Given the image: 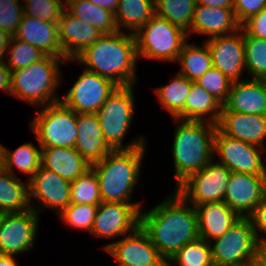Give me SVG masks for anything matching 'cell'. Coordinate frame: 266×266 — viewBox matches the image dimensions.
Wrapping results in <instances>:
<instances>
[{
	"mask_svg": "<svg viewBox=\"0 0 266 266\" xmlns=\"http://www.w3.org/2000/svg\"><path fill=\"white\" fill-rule=\"evenodd\" d=\"M241 28L248 35L266 40V7L246 20Z\"/></svg>",
	"mask_w": 266,
	"mask_h": 266,
	"instance_id": "cell-44",
	"label": "cell"
},
{
	"mask_svg": "<svg viewBox=\"0 0 266 266\" xmlns=\"http://www.w3.org/2000/svg\"><path fill=\"white\" fill-rule=\"evenodd\" d=\"M196 83L224 103L228 98L232 82L217 68L212 67L200 76Z\"/></svg>",
	"mask_w": 266,
	"mask_h": 266,
	"instance_id": "cell-41",
	"label": "cell"
},
{
	"mask_svg": "<svg viewBox=\"0 0 266 266\" xmlns=\"http://www.w3.org/2000/svg\"><path fill=\"white\" fill-rule=\"evenodd\" d=\"M241 28L237 22L233 8L209 7L196 4L190 29L187 36L194 34L215 36L228 35Z\"/></svg>",
	"mask_w": 266,
	"mask_h": 266,
	"instance_id": "cell-22",
	"label": "cell"
},
{
	"mask_svg": "<svg viewBox=\"0 0 266 266\" xmlns=\"http://www.w3.org/2000/svg\"><path fill=\"white\" fill-rule=\"evenodd\" d=\"M103 248L116 258V266H167V261L140 226Z\"/></svg>",
	"mask_w": 266,
	"mask_h": 266,
	"instance_id": "cell-14",
	"label": "cell"
},
{
	"mask_svg": "<svg viewBox=\"0 0 266 266\" xmlns=\"http://www.w3.org/2000/svg\"><path fill=\"white\" fill-rule=\"evenodd\" d=\"M65 9L73 16L93 25L103 34L115 33L118 30L114 13L93 4L88 0H67Z\"/></svg>",
	"mask_w": 266,
	"mask_h": 266,
	"instance_id": "cell-30",
	"label": "cell"
},
{
	"mask_svg": "<svg viewBox=\"0 0 266 266\" xmlns=\"http://www.w3.org/2000/svg\"><path fill=\"white\" fill-rule=\"evenodd\" d=\"M249 218L259 245L266 244V236L260 237L259 234L261 232L266 235V197L255 207Z\"/></svg>",
	"mask_w": 266,
	"mask_h": 266,
	"instance_id": "cell-45",
	"label": "cell"
},
{
	"mask_svg": "<svg viewBox=\"0 0 266 266\" xmlns=\"http://www.w3.org/2000/svg\"><path fill=\"white\" fill-rule=\"evenodd\" d=\"M137 47L133 33L117 31L101 35L74 61L85 69L109 79L118 87L135 85Z\"/></svg>",
	"mask_w": 266,
	"mask_h": 266,
	"instance_id": "cell-2",
	"label": "cell"
},
{
	"mask_svg": "<svg viewBox=\"0 0 266 266\" xmlns=\"http://www.w3.org/2000/svg\"><path fill=\"white\" fill-rule=\"evenodd\" d=\"M175 121L179 125L175 128L172 156L177 187L215 158L213 152L217 124L208 121Z\"/></svg>",
	"mask_w": 266,
	"mask_h": 266,
	"instance_id": "cell-3",
	"label": "cell"
},
{
	"mask_svg": "<svg viewBox=\"0 0 266 266\" xmlns=\"http://www.w3.org/2000/svg\"><path fill=\"white\" fill-rule=\"evenodd\" d=\"M14 257L13 255L0 253V266H18Z\"/></svg>",
	"mask_w": 266,
	"mask_h": 266,
	"instance_id": "cell-50",
	"label": "cell"
},
{
	"mask_svg": "<svg viewBox=\"0 0 266 266\" xmlns=\"http://www.w3.org/2000/svg\"><path fill=\"white\" fill-rule=\"evenodd\" d=\"M24 14L32 18L58 23L65 9L63 0H25Z\"/></svg>",
	"mask_w": 266,
	"mask_h": 266,
	"instance_id": "cell-40",
	"label": "cell"
},
{
	"mask_svg": "<svg viewBox=\"0 0 266 266\" xmlns=\"http://www.w3.org/2000/svg\"><path fill=\"white\" fill-rule=\"evenodd\" d=\"M24 14L19 0H0V30L14 37Z\"/></svg>",
	"mask_w": 266,
	"mask_h": 266,
	"instance_id": "cell-42",
	"label": "cell"
},
{
	"mask_svg": "<svg viewBox=\"0 0 266 266\" xmlns=\"http://www.w3.org/2000/svg\"><path fill=\"white\" fill-rule=\"evenodd\" d=\"M141 206L140 203L101 202L90 234L115 238L132 233L140 226Z\"/></svg>",
	"mask_w": 266,
	"mask_h": 266,
	"instance_id": "cell-13",
	"label": "cell"
},
{
	"mask_svg": "<svg viewBox=\"0 0 266 266\" xmlns=\"http://www.w3.org/2000/svg\"><path fill=\"white\" fill-rule=\"evenodd\" d=\"M217 129L229 137L265 148L266 115L222 111Z\"/></svg>",
	"mask_w": 266,
	"mask_h": 266,
	"instance_id": "cell-21",
	"label": "cell"
},
{
	"mask_svg": "<svg viewBox=\"0 0 266 266\" xmlns=\"http://www.w3.org/2000/svg\"><path fill=\"white\" fill-rule=\"evenodd\" d=\"M88 1H91L93 4L99 5L100 7H103L113 13L116 12L119 2V0H88Z\"/></svg>",
	"mask_w": 266,
	"mask_h": 266,
	"instance_id": "cell-48",
	"label": "cell"
},
{
	"mask_svg": "<svg viewBox=\"0 0 266 266\" xmlns=\"http://www.w3.org/2000/svg\"><path fill=\"white\" fill-rule=\"evenodd\" d=\"M214 266L210 243L197 239L185 244L167 261V266Z\"/></svg>",
	"mask_w": 266,
	"mask_h": 266,
	"instance_id": "cell-35",
	"label": "cell"
},
{
	"mask_svg": "<svg viewBox=\"0 0 266 266\" xmlns=\"http://www.w3.org/2000/svg\"><path fill=\"white\" fill-rule=\"evenodd\" d=\"M154 14V0H119L114 18L119 31L124 27L135 34Z\"/></svg>",
	"mask_w": 266,
	"mask_h": 266,
	"instance_id": "cell-29",
	"label": "cell"
},
{
	"mask_svg": "<svg viewBox=\"0 0 266 266\" xmlns=\"http://www.w3.org/2000/svg\"><path fill=\"white\" fill-rule=\"evenodd\" d=\"M101 35L93 25L63 10L58 21V39L66 61H73Z\"/></svg>",
	"mask_w": 266,
	"mask_h": 266,
	"instance_id": "cell-19",
	"label": "cell"
},
{
	"mask_svg": "<svg viewBox=\"0 0 266 266\" xmlns=\"http://www.w3.org/2000/svg\"><path fill=\"white\" fill-rule=\"evenodd\" d=\"M11 70L6 66L5 59L0 61V90L11 94Z\"/></svg>",
	"mask_w": 266,
	"mask_h": 266,
	"instance_id": "cell-46",
	"label": "cell"
},
{
	"mask_svg": "<svg viewBox=\"0 0 266 266\" xmlns=\"http://www.w3.org/2000/svg\"><path fill=\"white\" fill-rule=\"evenodd\" d=\"M4 214H5V212L0 210V224H1V221H2V218H3Z\"/></svg>",
	"mask_w": 266,
	"mask_h": 266,
	"instance_id": "cell-54",
	"label": "cell"
},
{
	"mask_svg": "<svg viewBox=\"0 0 266 266\" xmlns=\"http://www.w3.org/2000/svg\"><path fill=\"white\" fill-rule=\"evenodd\" d=\"M234 0H196V4L206 5L209 7H222V8H233Z\"/></svg>",
	"mask_w": 266,
	"mask_h": 266,
	"instance_id": "cell-47",
	"label": "cell"
},
{
	"mask_svg": "<svg viewBox=\"0 0 266 266\" xmlns=\"http://www.w3.org/2000/svg\"><path fill=\"white\" fill-rule=\"evenodd\" d=\"M259 264L260 266H266V244L260 245Z\"/></svg>",
	"mask_w": 266,
	"mask_h": 266,
	"instance_id": "cell-51",
	"label": "cell"
},
{
	"mask_svg": "<svg viewBox=\"0 0 266 266\" xmlns=\"http://www.w3.org/2000/svg\"><path fill=\"white\" fill-rule=\"evenodd\" d=\"M222 111L266 115V80L251 78L232 82Z\"/></svg>",
	"mask_w": 266,
	"mask_h": 266,
	"instance_id": "cell-20",
	"label": "cell"
},
{
	"mask_svg": "<svg viewBox=\"0 0 266 266\" xmlns=\"http://www.w3.org/2000/svg\"><path fill=\"white\" fill-rule=\"evenodd\" d=\"M101 202L98 179L92 168L71 182L70 203L98 206Z\"/></svg>",
	"mask_w": 266,
	"mask_h": 266,
	"instance_id": "cell-37",
	"label": "cell"
},
{
	"mask_svg": "<svg viewBox=\"0 0 266 266\" xmlns=\"http://www.w3.org/2000/svg\"><path fill=\"white\" fill-rule=\"evenodd\" d=\"M137 56L159 61H177L187 33L166 19L153 15L135 34Z\"/></svg>",
	"mask_w": 266,
	"mask_h": 266,
	"instance_id": "cell-8",
	"label": "cell"
},
{
	"mask_svg": "<svg viewBox=\"0 0 266 266\" xmlns=\"http://www.w3.org/2000/svg\"><path fill=\"white\" fill-rule=\"evenodd\" d=\"M14 37L39 48L45 55L66 60L58 39V23L23 14Z\"/></svg>",
	"mask_w": 266,
	"mask_h": 266,
	"instance_id": "cell-23",
	"label": "cell"
},
{
	"mask_svg": "<svg viewBox=\"0 0 266 266\" xmlns=\"http://www.w3.org/2000/svg\"><path fill=\"white\" fill-rule=\"evenodd\" d=\"M28 189L30 205L31 198L35 197L43 206H31L38 214L42 208L53 209L60 214L70 204L71 182L43 166L28 180Z\"/></svg>",
	"mask_w": 266,
	"mask_h": 266,
	"instance_id": "cell-16",
	"label": "cell"
},
{
	"mask_svg": "<svg viewBox=\"0 0 266 266\" xmlns=\"http://www.w3.org/2000/svg\"><path fill=\"white\" fill-rule=\"evenodd\" d=\"M187 42L184 43L177 59L181 66L178 73L196 82L200 76L213 67L212 56L205 41L200 46Z\"/></svg>",
	"mask_w": 266,
	"mask_h": 266,
	"instance_id": "cell-31",
	"label": "cell"
},
{
	"mask_svg": "<svg viewBox=\"0 0 266 266\" xmlns=\"http://www.w3.org/2000/svg\"><path fill=\"white\" fill-rule=\"evenodd\" d=\"M98 206L70 203L59 215L68 226L91 233Z\"/></svg>",
	"mask_w": 266,
	"mask_h": 266,
	"instance_id": "cell-39",
	"label": "cell"
},
{
	"mask_svg": "<svg viewBox=\"0 0 266 266\" xmlns=\"http://www.w3.org/2000/svg\"><path fill=\"white\" fill-rule=\"evenodd\" d=\"M118 86L84 68L77 81L60 101L76 114H96Z\"/></svg>",
	"mask_w": 266,
	"mask_h": 266,
	"instance_id": "cell-11",
	"label": "cell"
},
{
	"mask_svg": "<svg viewBox=\"0 0 266 266\" xmlns=\"http://www.w3.org/2000/svg\"><path fill=\"white\" fill-rule=\"evenodd\" d=\"M11 36L5 33L3 30H0V59L4 60L3 57L7 55V48Z\"/></svg>",
	"mask_w": 266,
	"mask_h": 266,
	"instance_id": "cell-49",
	"label": "cell"
},
{
	"mask_svg": "<svg viewBox=\"0 0 266 266\" xmlns=\"http://www.w3.org/2000/svg\"><path fill=\"white\" fill-rule=\"evenodd\" d=\"M132 87L133 85L117 87L96 112L103 138L112 150L132 149L145 145L143 136L126 146L122 143L133 120L135 100Z\"/></svg>",
	"mask_w": 266,
	"mask_h": 266,
	"instance_id": "cell-6",
	"label": "cell"
},
{
	"mask_svg": "<svg viewBox=\"0 0 266 266\" xmlns=\"http://www.w3.org/2000/svg\"><path fill=\"white\" fill-rule=\"evenodd\" d=\"M245 68L255 79L266 80V40L248 35L243 30Z\"/></svg>",
	"mask_w": 266,
	"mask_h": 266,
	"instance_id": "cell-36",
	"label": "cell"
},
{
	"mask_svg": "<svg viewBox=\"0 0 266 266\" xmlns=\"http://www.w3.org/2000/svg\"><path fill=\"white\" fill-rule=\"evenodd\" d=\"M195 6L196 0H154L155 15L185 32L190 29Z\"/></svg>",
	"mask_w": 266,
	"mask_h": 266,
	"instance_id": "cell-34",
	"label": "cell"
},
{
	"mask_svg": "<svg viewBox=\"0 0 266 266\" xmlns=\"http://www.w3.org/2000/svg\"><path fill=\"white\" fill-rule=\"evenodd\" d=\"M8 51L9 59L5 64L11 71L28 67L46 56L39 48L15 37L10 38L7 53Z\"/></svg>",
	"mask_w": 266,
	"mask_h": 266,
	"instance_id": "cell-38",
	"label": "cell"
},
{
	"mask_svg": "<svg viewBox=\"0 0 266 266\" xmlns=\"http://www.w3.org/2000/svg\"><path fill=\"white\" fill-rule=\"evenodd\" d=\"M265 197V175L231 172L224 202L240 217H249Z\"/></svg>",
	"mask_w": 266,
	"mask_h": 266,
	"instance_id": "cell-17",
	"label": "cell"
},
{
	"mask_svg": "<svg viewBox=\"0 0 266 266\" xmlns=\"http://www.w3.org/2000/svg\"><path fill=\"white\" fill-rule=\"evenodd\" d=\"M241 266H260L259 262L257 263H250V264H245V265H241Z\"/></svg>",
	"mask_w": 266,
	"mask_h": 266,
	"instance_id": "cell-53",
	"label": "cell"
},
{
	"mask_svg": "<svg viewBox=\"0 0 266 266\" xmlns=\"http://www.w3.org/2000/svg\"><path fill=\"white\" fill-rule=\"evenodd\" d=\"M185 76L176 73L169 84L155 89L159 103L168 111L174 119L184 120V106L189 95L191 84Z\"/></svg>",
	"mask_w": 266,
	"mask_h": 266,
	"instance_id": "cell-32",
	"label": "cell"
},
{
	"mask_svg": "<svg viewBox=\"0 0 266 266\" xmlns=\"http://www.w3.org/2000/svg\"><path fill=\"white\" fill-rule=\"evenodd\" d=\"M145 145L111 150L101 161L91 164L100 188L102 202H130L139 180Z\"/></svg>",
	"mask_w": 266,
	"mask_h": 266,
	"instance_id": "cell-4",
	"label": "cell"
},
{
	"mask_svg": "<svg viewBox=\"0 0 266 266\" xmlns=\"http://www.w3.org/2000/svg\"><path fill=\"white\" fill-rule=\"evenodd\" d=\"M61 62L66 64L68 60L46 55L28 67L11 71L10 95L37 108L60 101L55 90H57L62 77L59 67Z\"/></svg>",
	"mask_w": 266,
	"mask_h": 266,
	"instance_id": "cell-5",
	"label": "cell"
},
{
	"mask_svg": "<svg viewBox=\"0 0 266 266\" xmlns=\"http://www.w3.org/2000/svg\"><path fill=\"white\" fill-rule=\"evenodd\" d=\"M262 151L264 148L224 135L218 129L215 132L213 154L231 172L264 175Z\"/></svg>",
	"mask_w": 266,
	"mask_h": 266,
	"instance_id": "cell-12",
	"label": "cell"
},
{
	"mask_svg": "<svg viewBox=\"0 0 266 266\" xmlns=\"http://www.w3.org/2000/svg\"><path fill=\"white\" fill-rule=\"evenodd\" d=\"M77 132L74 148L90 164L101 161L112 150L103 138L96 114H77Z\"/></svg>",
	"mask_w": 266,
	"mask_h": 266,
	"instance_id": "cell-24",
	"label": "cell"
},
{
	"mask_svg": "<svg viewBox=\"0 0 266 266\" xmlns=\"http://www.w3.org/2000/svg\"><path fill=\"white\" fill-rule=\"evenodd\" d=\"M3 145L0 143V167L2 166L3 162Z\"/></svg>",
	"mask_w": 266,
	"mask_h": 266,
	"instance_id": "cell-52",
	"label": "cell"
},
{
	"mask_svg": "<svg viewBox=\"0 0 266 266\" xmlns=\"http://www.w3.org/2000/svg\"><path fill=\"white\" fill-rule=\"evenodd\" d=\"M38 215L32 208L5 213L0 224V253L14 256L29 251L36 239Z\"/></svg>",
	"mask_w": 266,
	"mask_h": 266,
	"instance_id": "cell-15",
	"label": "cell"
},
{
	"mask_svg": "<svg viewBox=\"0 0 266 266\" xmlns=\"http://www.w3.org/2000/svg\"><path fill=\"white\" fill-rule=\"evenodd\" d=\"M201 239L211 242L221 237L239 218L224 201L207 202L195 206Z\"/></svg>",
	"mask_w": 266,
	"mask_h": 266,
	"instance_id": "cell-25",
	"label": "cell"
},
{
	"mask_svg": "<svg viewBox=\"0 0 266 266\" xmlns=\"http://www.w3.org/2000/svg\"><path fill=\"white\" fill-rule=\"evenodd\" d=\"M41 148L74 147L77 139V114L61 101L44 106L30 122Z\"/></svg>",
	"mask_w": 266,
	"mask_h": 266,
	"instance_id": "cell-9",
	"label": "cell"
},
{
	"mask_svg": "<svg viewBox=\"0 0 266 266\" xmlns=\"http://www.w3.org/2000/svg\"><path fill=\"white\" fill-rule=\"evenodd\" d=\"M41 166L69 182L91 169V164L74 147L41 148Z\"/></svg>",
	"mask_w": 266,
	"mask_h": 266,
	"instance_id": "cell-26",
	"label": "cell"
},
{
	"mask_svg": "<svg viewBox=\"0 0 266 266\" xmlns=\"http://www.w3.org/2000/svg\"><path fill=\"white\" fill-rule=\"evenodd\" d=\"M222 108L223 103L219 99L196 82H192L184 106V120L208 121L217 124Z\"/></svg>",
	"mask_w": 266,
	"mask_h": 266,
	"instance_id": "cell-27",
	"label": "cell"
},
{
	"mask_svg": "<svg viewBox=\"0 0 266 266\" xmlns=\"http://www.w3.org/2000/svg\"><path fill=\"white\" fill-rule=\"evenodd\" d=\"M140 227L166 261L200 238L195 206L190 207L176 191L151 210L140 211Z\"/></svg>",
	"mask_w": 266,
	"mask_h": 266,
	"instance_id": "cell-1",
	"label": "cell"
},
{
	"mask_svg": "<svg viewBox=\"0 0 266 266\" xmlns=\"http://www.w3.org/2000/svg\"><path fill=\"white\" fill-rule=\"evenodd\" d=\"M210 49L213 67L223 73L231 82L240 81L245 68V47L243 29L215 36L205 40Z\"/></svg>",
	"mask_w": 266,
	"mask_h": 266,
	"instance_id": "cell-18",
	"label": "cell"
},
{
	"mask_svg": "<svg viewBox=\"0 0 266 266\" xmlns=\"http://www.w3.org/2000/svg\"><path fill=\"white\" fill-rule=\"evenodd\" d=\"M214 158L200 171L189 175L175 191L192 206L224 201L231 171Z\"/></svg>",
	"mask_w": 266,
	"mask_h": 266,
	"instance_id": "cell-10",
	"label": "cell"
},
{
	"mask_svg": "<svg viewBox=\"0 0 266 266\" xmlns=\"http://www.w3.org/2000/svg\"><path fill=\"white\" fill-rule=\"evenodd\" d=\"M210 246L214 266L259 262L260 245L249 217L239 218L221 237L210 242Z\"/></svg>",
	"mask_w": 266,
	"mask_h": 266,
	"instance_id": "cell-7",
	"label": "cell"
},
{
	"mask_svg": "<svg viewBox=\"0 0 266 266\" xmlns=\"http://www.w3.org/2000/svg\"><path fill=\"white\" fill-rule=\"evenodd\" d=\"M22 173L30 174L29 180L41 166V147L38 149L33 143H24L14 151L3 147L2 168L15 175L14 167Z\"/></svg>",
	"mask_w": 266,
	"mask_h": 266,
	"instance_id": "cell-33",
	"label": "cell"
},
{
	"mask_svg": "<svg viewBox=\"0 0 266 266\" xmlns=\"http://www.w3.org/2000/svg\"><path fill=\"white\" fill-rule=\"evenodd\" d=\"M31 209L28 180L22 182L17 175L0 167V210L5 213Z\"/></svg>",
	"mask_w": 266,
	"mask_h": 266,
	"instance_id": "cell-28",
	"label": "cell"
},
{
	"mask_svg": "<svg viewBox=\"0 0 266 266\" xmlns=\"http://www.w3.org/2000/svg\"><path fill=\"white\" fill-rule=\"evenodd\" d=\"M266 7V0H234L233 11L237 22L242 25L251 16Z\"/></svg>",
	"mask_w": 266,
	"mask_h": 266,
	"instance_id": "cell-43",
	"label": "cell"
}]
</instances>
